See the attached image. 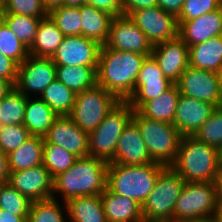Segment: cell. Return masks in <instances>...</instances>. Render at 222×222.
I'll list each match as a JSON object with an SVG mask.
<instances>
[{
    "instance_id": "1",
    "label": "cell",
    "mask_w": 222,
    "mask_h": 222,
    "mask_svg": "<svg viewBox=\"0 0 222 222\" xmlns=\"http://www.w3.org/2000/svg\"><path fill=\"white\" fill-rule=\"evenodd\" d=\"M146 56L101 45L97 84L112 93L119 101H127L133 94L141 64Z\"/></svg>"
},
{
    "instance_id": "2",
    "label": "cell",
    "mask_w": 222,
    "mask_h": 222,
    "mask_svg": "<svg viewBox=\"0 0 222 222\" xmlns=\"http://www.w3.org/2000/svg\"><path fill=\"white\" fill-rule=\"evenodd\" d=\"M108 163L87 156L78 158L66 171L53 178V198L61 194L62 201L88 195H101L107 188Z\"/></svg>"
},
{
    "instance_id": "3",
    "label": "cell",
    "mask_w": 222,
    "mask_h": 222,
    "mask_svg": "<svg viewBox=\"0 0 222 222\" xmlns=\"http://www.w3.org/2000/svg\"><path fill=\"white\" fill-rule=\"evenodd\" d=\"M171 167L186 182H215L222 169L221 153L193 136H182Z\"/></svg>"
},
{
    "instance_id": "4",
    "label": "cell",
    "mask_w": 222,
    "mask_h": 222,
    "mask_svg": "<svg viewBox=\"0 0 222 222\" xmlns=\"http://www.w3.org/2000/svg\"><path fill=\"white\" fill-rule=\"evenodd\" d=\"M164 167L155 162L143 165H123L109 162L107 188L115 194L135 200L142 206Z\"/></svg>"
},
{
    "instance_id": "5",
    "label": "cell",
    "mask_w": 222,
    "mask_h": 222,
    "mask_svg": "<svg viewBox=\"0 0 222 222\" xmlns=\"http://www.w3.org/2000/svg\"><path fill=\"white\" fill-rule=\"evenodd\" d=\"M132 120L137 124L153 162L171 166L182 139L178 129L173 124L149 119L138 110L133 111Z\"/></svg>"
},
{
    "instance_id": "6",
    "label": "cell",
    "mask_w": 222,
    "mask_h": 222,
    "mask_svg": "<svg viewBox=\"0 0 222 222\" xmlns=\"http://www.w3.org/2000/svg\"><path fill=\"white\" fill-rule=\"evenodd\" d=\"M185 183L171 166L164 167L142 205L144 222H173L174 207Z\"/></svg>"
},
{
    "instance_id": "7",
    "label": "cell",
    "mask_w": 222,
    "mask_h": 222,
    "mask_svg": "<svg viewBox=\"0 0 222 222\" xmlns=\"http://www.w3.org/2000/svg\"><path fill=\"white\" fill-rule=\"evenodd\" d=\"M133 109L127 101H119L101 124L89 133V156L112 162L117 142L133 119Z\"/></svg>"
},
{
    "instance_id": "8",
    "label": "cell",
    "mask_w": 222,
    "mask_h": 222,
    "mask_svg": "<svg viewBox=\"0 0 222 222\" xmlns=\"http://www.w3.org/2000/svg\"><path fill=\"white\" fill-rule=\"evenodd\" d=\"M215 182H186L176 201L173 222H192L216 216Z\"/></svg>"
},
{
    "instance_id": "9",
    "label": "cell",
    "mask_w": 222,
    "mask_h": 222,
    "mask_svg": "<svg viewBox=\"0 0 222 222\" xmlns=\"http://www.w3.org/2000/svg\"><path fill=\"white\" fill-rule=\"evenodd\" d=\"M118 102L112 93L96 84L76 94L73 110L69 116L89 134L101 124L107 113Z\"/></svg>"
},
{
    "instance_id": "10",
    "label": "cell",
    "mask_w": 222,
    "mask_h": 222,
    "mask_svg": "<svg viewBox=\"0 0 222 222\" xmlns=\"http://www.w3.org/2000/svg\"><path fill=\"white\" fill-rule=\"evenodd\" d=\"M181 95L222 106L220 75L188 66L176 83Z\"/></svg>"
},
{
    "instance_id": "11",
    "label": "cell",
    "mask_w": 222,
    "mask_h": 222,
    "mask_svg": "<svg viewBox=\"0 0 222 222\" xmlns=\"http://www.w3.org/2000/svg\"><path fill=\"white\" fill-rule=\"evenodd\" d=\"M128 17L145 34L152 46L178 36L177 18L158 6L133 11Z\"/></svg>"
},
{
    "instance_id": "12",
    "label": "cell",
    "mask_w": 222,
    "mask_h": 222,
    "mask_svg": "<svg viewBox=\"0 0 222 222\" xmlns=\"http://www.w3.org/2000/svg\"><path fill=\"white\" fill-rule=\"evenodd\" d=\"M56 78V65L51 57L29 55L18 65L15 87L27 97L32 92L40 96Z\"/></svg>"
},
{
    "instance_id": "13",
    "label": "cell",
    "mask_w": 222,
    "mask_h": 222,
    "mask_svg": "<svg viewBox=\"0 0 222 222\" xmlns=\"http://www.w3.org/2000/svg\"><path fill=\"white\" fill-rule=\"evenodd\" d=\"M114 50L151 55L153 50L145 34L128 16H117L111 21L109 36L104 44Z\"/></svg>"
},
{
    "instance_id": "14",
    "label": "cell",
    "mask_w": 222,
    "mask_h": 222,
    "mask_svg": "<svg viewBox=\"0 0 222 222\" xmlns=\"http://www.w3.org/2000/svg\"><path fill=\"white\" fill-rule=\"evenodd\" d=\"M101 45L82 35L65 36L52 59L56 66H91L97 71Z\"/></svg>"
},
{
    "instance_id": "15",
    "label": "cell",
    "mask_w": 222,
    "mask_h": 222,
    "mask_svg": "<svg viewBox=\"0 0 222 222\" xmlns=\"http://www.w3.org/2000/svg\"><path fill=\"white\" fill-rule=\"evenodd\" d=\"M44 144H56L76 155L89 156V134L84 132L69 115L58 116L48 133Z\"/></svg>"
},
{
    "instance_id": "16",
    "label": "cell",
    "mask_w": 222,
    "mask_h": 222,
    "mask_svg": "<svg viewBox=\"0 0 222 222\" xmlns=\"http://www.w3.org/2000/svg\"><path fill=\"white\" fill-rule=\"evenodd\" d=\"M8 183L32 202L53 198V177L43 164L10 172Z\"/></svg>"
},
{
    "instance_id": "17",
    "label": "cell",
    "mask_w": 222,
    "mask_h": 222,
    "mask_svg": "<svg viewBox=\"0 0 222 222\" xmlns=\"http://www.w3.org/2000/svg\"><path fill=\"white\" fill-rule=\"evenodd\" d=\"M151 55L157 61L163 75L174 84L189 66V47L179 36L153 46Z\"/></svg>"
},
{
    "instance_id": "18",
    "label": "cell",
    "mask_w": 222,
    "mask_h": 222,
    "mask_svg": "<svg viewBox=\"0 0 222 222\" xmlns=\"http://www.w3.org/2000/svg\"><path fill=\"white\" fill-rule=\"evenodd\" d=\"M216 106L180 94L173 125L182 136H193L210 118Z\"/></svg>"
},
{
    "instance_id": "19",
    "label": "cell",
    "mask_w": 222,
    "mask_h": 222,
    "mask_svg": "<svg viewBox=\"0 0 222 222\" xmlns=\"http://www.w3.org/2000/svg\"><path fill=\"white\" fill-rule=\"evenodd\" d=\"M111 163L143 165L154 163L151 159L137 124L131 120L122 132Z\"/></svg>"
},
{
    "instance_id": "20",
    "label": "cell",
    "mask_w": 222,
    "mask_h": 222,
    "mask_svg": "<svg viewBox=\"0 0 222 222\" xmlns=\"http://www.w3.org/2000/svg\"><path fill=\"white\" fill-rule=\"evenodd\" d=\"M178 22V36L188 46L222 35V7L199 18Z\"/></svg>"
},
{
    "instance_id": "21",
    "label": "cell",
    "mask_w": 222,
    "mask_h": 222,
    "mask_svg": "<svg viewBox=\"0 0 222 222\" xmlns=\"http://www.w3.org/2000/svg\"><path fill=\"white\" fill-rule=\"evenodd\" d=\"M108 222H144L142 206L129 197L111 192L108 188L101 194Z\"/></svg>"
},
{
    "instance_id": "22",
    "label": "cell",
    "mask_w": 222,
    "mask_h": 222,
    "mask_svg": "<svg viewBox=\"0 0 222 222\" xmlns=\"http://www.w3.org/2000/svg\"><path fill=\"white\" fill-rule=\"evenodd\" d=\"M189 66L220 74L222 72V35L190 46Z\"/></svg>"
},
{
    "instance_id": "23",
    "label": "cell",
    "mask_w": 222,
    "mask_h": 222,
    "mask_svg": "<svg viewBox=\"0 0 222 222\" xmlns=\"http://www.w3.org/2000/svg\"><path fill=\"white\" fill-rule=\"evenodd\" d=\"M81 14V35L97 41L100 45L107 42L111 21L114 16L95 6L84 4L79 7Z\"/></svg>"
},
{
    "instance_id": "24",
    "label": "cell",
    "mask_w": 222,
    "mask_h": 222,
    "mask_svg": "<svg viewBox=\"0 0 222 222\" xmlns=\"http://www.w3.org/2000/svg\"><path fill=\"white\" fill-rule=\"evenodd\" d=\"M35 96L27 97L23 125L32 136L44 137L58 115L40 97Z\"/></svg>"
},
{
    "instance_id": "25",
    "label": "cell",
    "mask_w": 222,
    "mask_h": 222,
    "mask_svg": "<svg viewBox=\"0 0 222 222\" xmlns=\"http://www.w3.org/2000/svg\"><path fill=\"white\" fill-rule=\"evenodd\" d=\"M65 203L69 222H108L101 195L78 196Z\"/></svg>"
},
{
    "instance_id": "26",
    "label": "cell",
    "mask_w": 222,
    "mask_h": 222,
    "mask_svg": "<svg viewBox=\"0 0 222 222\" xmlns=\"http://www.w3.org/2000/svg\"><path fill=\"white\" fill-rule=\"evenodd\" d=\"M44 137L31 136L7 155L9 172L27 170L43 164Z\"/></svg>"
},
{
    "instance_id": "27",
    "label": "cell",
    "mask_w": 222,
    "mask_h": 222,
    "mask_svg": "<svg viewBox=\"0 0 222 222\" xmlns=\"http://www.w3.org/2000/svg\"><path fill=\"white\" fill-rule=\"evenodd\" d=\"M65 35L58 29L50 16L42 18L29 54L37 57H51L56 53Z\"/></svg>"
},
{
    "instance_id": "28",
    "label": "cell",
    "mask_w": 222,
    "mask_h": 222,
    "mask_svg": "<svg viewBox=\"0 0 222 222\" xmlns=\"http://www.w3.org/2000/svg\"><path fill=\"white\" fill-rule=\"evenodd\" d=\"M180 92L176 84L160 96L147 101L138 111L145 117L173 124Z\"/></svg>"
},
{
    "instance_id": "29",
    "label": "cell",
    "mask_w": 222,
    "mask_h": 222,
    "mask_svg": "<svg viewBox=\"0 0 222 222\" xmlns=\"http://www.w3.org/2000/svg\"><path fill=\"white\" fill-rule=\"evenodd\" d=\"M56 75V79L76 94L97 84V72L91 66H56Z\"/></svg>"
},
{
    "instance_id": "30",
    "label": "cell",
    "mask_w": 222,
    "mask_h": 222,
    "mask_svg": "<svg viewBox=\"0 0 222 222\" xmlns=\"http://www.w3.org/2000/svg\"><path fill=\"white\" fill-rule=\"evenodd\" d=\"M58 116L70 115L76 93L55 79L39 96Z\"/></svg>"
},
{
    "instance_id": "31",
    "label": "cell",
    "mask_w": 222,
    "mask_h": 222,
    "mask_svg": "<svg viewBox=\"0 0 222 222\" xmlns=\"http://www.w3.org/2000/svg\"><path fill=\"white\" fill-rule=\"evenodd\" d=\"M27 96L14 87L0 101V126L23 124Z\"/></svg>"
},
{
    "instance_id": "32",
    "label": "cell",
    "mask_w": 222,
    "mask_h": 222,
    "mask_svg": "<svg viewBox=\"0 0 222 222\" xmlns=\"http://www.w3.org/2000/svg\"><path fill=\"white\" fill-rule=\"evenodd\" d=\"M57 199L55 197V199L32 202L27 222H69L65 220L68 219L66 218L68 216L66 203L62 201L64 204L62 207Z\"/></svg>"
},
{
    "instance_id": "33",
    "label": "cell",
    "mask_w": 222,
    "mask_h": 222,
    "mask_svg": "<svg viewBox=\"0 0 222 222\" xmlns=\"http://www.w3.org/2000/svg\"><path fill=\"white\" fill-rule=\"evenodd\" d=\"M43 165L54 178L68 170L78 157L56 144L43 145Z\"/></svg>"
},
{
    "instance_id": "34",
    "label": "cell",
    "mask_w": 222,
    "mask_h": 222,
    "mask_svg": "<svg viewBox=\"0 0 222 222\" xmlns=\"http://www.w3.org/2000/svg\"><path fill=\"white\" fill-rule=\"evenodd\" d=\"M41 19L42 18L19 14L2 15V20L7 24L9 29H11L17 38L28 48L31 47L34 41Z\"/></svg>"
},
{
    "instance_id": "35",
    "label": "cell",
    "mask_w": 222,
    "mask_h": 222,
    "mask_svg": "<svg viewBox=\"0 0 222 222\" xmlns=\"http://www.w3.org/2000/svg\"><path fill=\"white\" fill-rule=\"evenodd\" d=\"M49 16L65 36L81 35V14L79 7L61 5L51 10Z\"/></svg>"
},
{
    "instance_id": "36",
    "label": "cell",
    "mask_w": 222,
    "mask_h": 222,
    "mask_svg": "<svg viewBox=\"0 0 222 222\" xmlns=\"http://www.w3.org/2000/svg\"><path fill=\"white\" fill-rule=\"evenodd\" d=\"M0 53L18 65L30 55L29 48L17 38L3 20L0 22Z\"/></svg>"
},
{
    "instance_id": "37",
    "label": "cell",
    "mask_w": 222,
    "mask_h": 222,
    "mask_svg": "<svg viewBox=\"0 0 222 222\" xmlns=\"http://www.w3.org/2000/svg\"><path fill=\"white\" fill-rule=\"evenodd\" d=\"M32 201L20 194L8 182L0 184V209L14 215L28 216Z\"/></svg>"
},
{
    "instance_id": "38",
    "label": "cell",
    "mask_w": 222,
    "mask_h": 222,
    "mask_svg": "<svg viewBox=\"0 0 222 222\" xmlns=\"http://www.w3.org/2000/svg\"><path fill=\"white\" fill-rule=\"evenodd\" d=\"M174 83L171 81H153L147 83H135L133 94L127 102L133 110H139L147 101L160 96Z\"/></svg>"
},
{
    "instance_id": "39",
    "label": "cell",
    "mask_w": 222,
    "mask_h": 222,
    "mask_svg": "<svg viewBox=\"0 0 222 222\" xmlns=\"http://www.w3.org/2000/svg\"><path fill=\"white\" fill-rule=\"evenodd\" d=\"M197 140L222 150V106L216 107L210 118L193 135Z\"/></svg>"
},
{
    "instance_id": "40",
    "label": "cell",
    "mask_w": 222,
    "mask_h": 222,
    "mask_svg": "<svg viewBox=\"0 0 222 222\" xmlns=\"http://www.w3.org/2000/svg\"><path fill=\"white\" fill-rule=\"evenodd\" d=\"M31 136L23 124L0 126V150L8 155Z\"/></svg>"
},
{
    "instance_id": "41",
    "label": "cell",
    "mask_w": 222,
    "mask_h": 222,
    "mask_svg": "<svg viewBox=\"0 0 222 222\" xmlns=\"http://www.w3.org/2000/svg\"><path fill=\"white\" fill-rule=\"evenodd\" d=\"M3 14H19L35 18L49 16V12L44 7L42 0H5Z\"/></svg>"
},
{
    "instance_id": "42",
    "label": "cell",
    "mask_w": 222,
    "mask_h": 222,
    "mask_svg": "<svg viewBox=\"0 0 222 222\" xmlns=\"http://www.w3.org/2000/svg\"><path fill=\"white\" fill-rule=\"evenodd\" d=\"M222 7V0H184L177 21H189L216 11Z\"/></svg>"
},
{
    "instance_id": "43",
    "label": "cell",
    "mask_w": 222,
    "mask_h": 222,
    "mask_svg": "<svg viewBox=\"0 0 222 222\" xmlns=\"http://www.w3.org/2000/svg\"><path fill=\"white\" fill-rule=\"evenodd\" d=\"M153 81H170V80L163 75L154 57L152 55H149L145 57V59L141 64L140 72L138 74L136 83H147Z\"/></svg>"
},
{
    "instance_id": "44",
    "label": "cell",
    "mask_w": 222,
    "mask_h": 222,
    "mask_svg": "<svg viewBox=\"0 0 222 222\" xmlns=\"http://www.w3.org/2000/svg\"><path fill=\"white\" fill-rule=\"evenodd\" d=\"M18 64L0 53V78L9 80L14 86L17 80Z\"/></svg>"
},
{
    "instance_id": "45",
    "label": "cell",
    "mask_w": 222,
    "mask_h": 222,
    "mask_svg": "<svg viewBox=\"0 0 222 222\" xmlns=\"http://www.w3.org/2000/svg\"><path fill=\"white\" fill-rule=\"evenodd\" d=\"M123 0H85V4L95 6L99 10L106 11L114 17L122 15Z\"/></svg>"
},
{
    "instance_id": "46",
    "label": "cell",
    "mask_w": 222,
    "mask_h": 222,
    "mask_svg": "<svg viewBox=\"0 0 222 222\" xmlns=\"http://www.w3.org/2000/svg\"><path fill=\"white\" fill-rule=\"evenodd\" d=\"M157 6V0H123L122 15L129 16L133 11Z\"/></svg>"
},
{
    "instance_id": "47",
    "label": "cell",
    "mask_w": 222,
    "mask_h": 222,
    "mask_svg": "<svg viewBox=\"0 0 222 222\" xmlns=\"http://www.w3.org/2000/svg\"><path fill=\"white\" fill-rule=\"evenodd\" d=\"M184 0H157V6L162 10L174 15L176 18L179 16L183 8Z\"/></svg>"
},
{
    "instance_id": "48",
    "label": "cell",
    "mask_w": 222,
    "mask_h": 222,
    "mask_svg": "<svg viewBox=\"0 0 222 222\" xmlns=\"http://www.w3.org/2000/svg\"><path fill=\"white\" fill-rule=\"evenodd\" d=\"M9 173L7 155L0 150V184L8 182Z\"/></svg>"
},
{
    "instance_id": "49",
    "label": "cell",
    "mask_w": 222,
    "mask_h": 222,
    "mask_svg": "<svg viewBox=\"0 0 222 222\" xmlns=\"http://www.w3.org/2000/svg\"><path fill=\"white\" fill-rule=\"evenodd\" d=\"M28 216H19L0 209V222H27Z\"/></svg>"
},
{
    "instance_id": "50",
    "label": "cell",
    "mask_w": 222,
    "mask_h": 222,
    "mask_svg": "<svg viewBox=\"0 0 222 222\" xmlns=\"http://www.w3.org/2000/svg\"><path fill=\"white\" fill-rule=\"evenodd\" d=\"M15 86L6 79L0 78V101L14 88Z\"/></svg>"
},
{
    "instance_id": "51",
    "label": "cell",
    "mask_w": 222,
    "mask_h": 222,
    "mask_svg": "<svg viewBox=\"0 0 222 222\" xmlns=\"http://www.w3.org/2000/svg\"><path fill=\"white\" fill-rule=\"evenodd\" d=\"M215 186L218 206H222V169L220 170L219 175L215 179Z\"/></svg>"
},
{
    "instance_id": "52",
    "label": "cell",
    "mask_w": 222,
    "mask_h": 222,
    "mask_svg": "<svg viewBox=\"0 0 222 222\" xmlns=\"http://www.w3.org/2000/svg\"><path fill=\"white\" fill-rule=\"evenodd\" d=\"M42 3L46 10L50 12L54 8L60 7L63 5V0H42Z\"/></svg>"
},
{
    "instance_id": "53",
    "label": "cell",
    "mask_w": 222,
    "mask_h": 222,
    "mask_svg": "<svg viewBox=\"0 0 222 222\" xmlns=\"http://www.w3.org/2000/svg\"><path fill=\"white\" fill-rule=\"evenodd\" d=\"M85 4V0H63V5L70 7H80Z\"/></svg>"
},
{
    "instance_id": "54",
    "label": "cell",
    "mask_w": 222,
    "mask_h": 222,
    "mask_svg": "<svg viewBox=\"0 0 222 222\" xmlns=\"http://www.w3.org/2000/svg\"><path fill=\"white\" fill-rule=\"evenodd\" d=\"M215 218L217 222H222V206H218Z\"/></svg>"
},
{
    "instance_id": "55",
    "label": "cell",
    "mask_w": 222,
    "mask_h": 222,
    "mask_svg": "<svg viewBox=\"0 0 222 222\" xmlns=\"http://www.w3.org/2000/svg\"><path fill=\"white\" fill-rule=\"evenodd\" d=\"M192 222H217L216 218H209V219H202V220H197V221H192Z\"/></svg>"
},
{
    "instance_id": "56",
    "label": "cell",
    "mask_w": 222,
    "mask_h": 222,
    "mask_svg": "<svg viewBox=\"0 0 222 222\" xmlns=\"http://www.w3.org/2000/svg\"><path fill=\"white\" fill-rule=\"evenodd\" d=\"M5 9V0H0V11L4 13Z\"/></svg>"
},
{
    "instance_id": "57",
    "label": "cell",
    "mask_w": 222,
    "mask_h": 222,
    "mask_svg": "<svg viewBox=\"0 0 222 222\" xmlns=\"http://www.w3.org/2000/svg\"><path fill=\"white\" fill-rule=\"evenodd\" d=\"M219 75H220V85H221V95H222V72Z\"/></svg>"
},
{
    "instance_id": "58",
    "label": "cell",
    "mask_w": 222,
    "mask_h": 222,
    "mask_svg": "<svg viewBox=\"0 0 222 222\" xmlns=\"http://www.w3.org/2000/svg\"><path fill=\"white\" fill-rule=\"evenodd\" d=\"M2 15L3 13L0 11V22L2 21Z\"/></svg>"
}]
</instances>
